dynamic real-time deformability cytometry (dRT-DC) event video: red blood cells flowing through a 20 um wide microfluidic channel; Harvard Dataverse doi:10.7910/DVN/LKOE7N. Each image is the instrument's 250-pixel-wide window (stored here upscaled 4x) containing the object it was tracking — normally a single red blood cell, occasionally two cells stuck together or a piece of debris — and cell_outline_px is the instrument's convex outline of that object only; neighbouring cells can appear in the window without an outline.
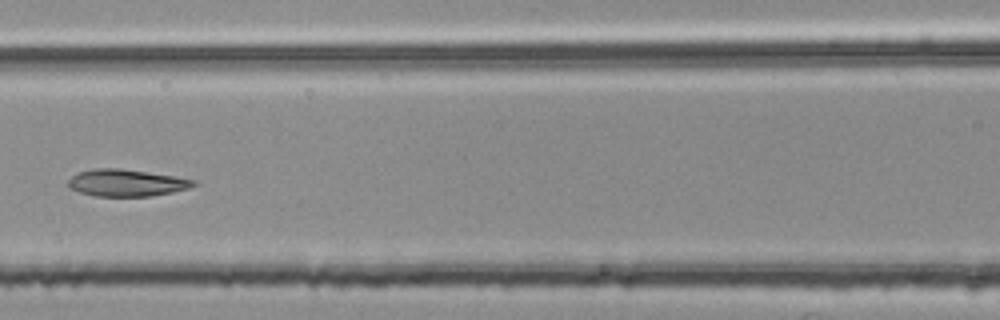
{"species": "common noctule bat (a hibernating species)", "species_latin": "Nyctalus noctula", "temperature_condition": "room temperature", "stored_images_in_passage": 5, "camera_frame_rate_fps": 3000, "um_per_image_px": 0.085, "animal": {"sex": "female", "body_mass_g": 25.1}, "frame": {"image": 1, "passage_image": 5, "time_ms": 1.333, "image_size_px": [1000, 320], "cell_outline_px": [[196, 184], [188, 188], [172, 192], [152, 196], [96, 196], [80, 192], [72, 188], [68, 184], [68, 180], [76, 172], [92, 168], [120, 168], [176, 176], [196, 180]], "centroid_in_image_um": [10.74, 15.53], "position_along_channel_um": 155.9, "area_um2": 19.71}}